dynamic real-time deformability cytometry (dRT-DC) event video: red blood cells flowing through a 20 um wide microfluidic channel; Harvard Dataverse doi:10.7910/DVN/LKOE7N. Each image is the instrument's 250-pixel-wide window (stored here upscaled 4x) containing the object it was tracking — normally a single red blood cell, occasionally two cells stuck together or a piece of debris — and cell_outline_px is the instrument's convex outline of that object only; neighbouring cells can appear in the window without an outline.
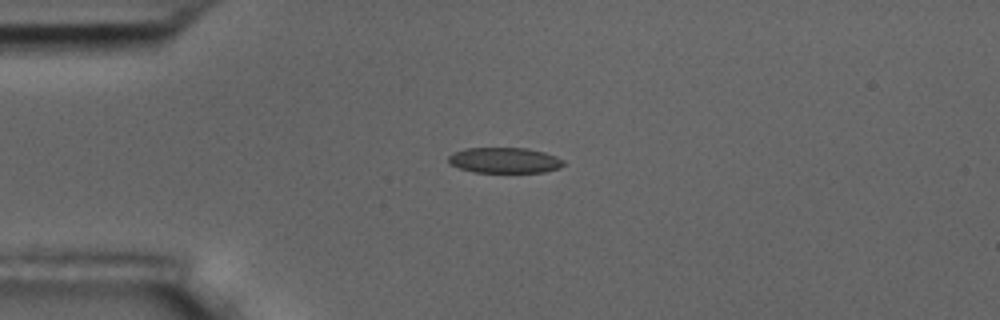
{"species": "common noctule bat (a hibernating species)", "species_latin": "Nyctalus noctula", "temperature_condition": "room temperature", "stored_images_in_passage": 6, "segment_of_instrument_passage": [2, 2], "camera_frame_rate_fps": 3000, "um_per_image_px": 0.085, "animal": {"sex": "male", "body_mass_g": 17.5, "forearm_length_mm": 52.3}, "frame": {"image": 1, "passage_image": 6, "time_ms": 5.667, "image_size_px": [1000, 320], "cell_outline_px": [[564, 164], [560, 168], [544, 172], [472, 172], [448, 164], [448, 156], [452, 152], [464, 148], [528, 148], [544, 152], [556, 156], [564, 160]], "centroid_in_image_um": [42.86, 13.62], "position_along_channel_um": 42.1, "area_um2": 17.34}}